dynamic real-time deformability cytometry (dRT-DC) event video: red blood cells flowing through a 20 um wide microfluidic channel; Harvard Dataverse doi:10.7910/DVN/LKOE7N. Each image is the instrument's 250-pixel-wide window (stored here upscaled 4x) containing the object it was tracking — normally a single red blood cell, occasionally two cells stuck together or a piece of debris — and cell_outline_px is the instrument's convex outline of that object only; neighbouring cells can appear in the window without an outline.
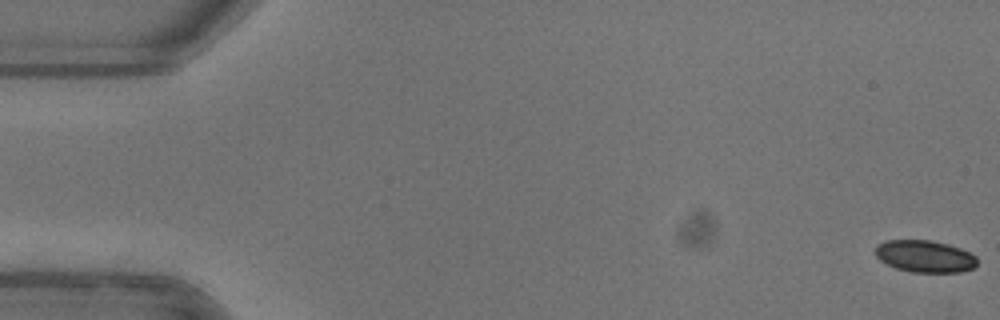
{"species": "common noctule bat (a hibernating species)", "species_latin": "Nyctalus noctula", "temperature_condition": "warm", "stored_images_in_passage": 53, "camera_frame_rate_fps": 3000, "um_per_image_px": 0.085, "animal": {"sex": "female"}, "frame": {"image": 1, "passage_image": 1, "time_ms": 0.0, "image_size_px": [1000, 320], "cell_outline_px": [[976, 264], [972, 268], [960, 272], [912, 272], [896, 268], [880, 260], [876, 256], [876, 244], [884, 240], [932, 240], [948, 244], [960, 248], [976, 256]], "centroid_in_image_um": [78.59, 21.77], "position_along_channel_um": 6.4, "area_um2": 18.96}}
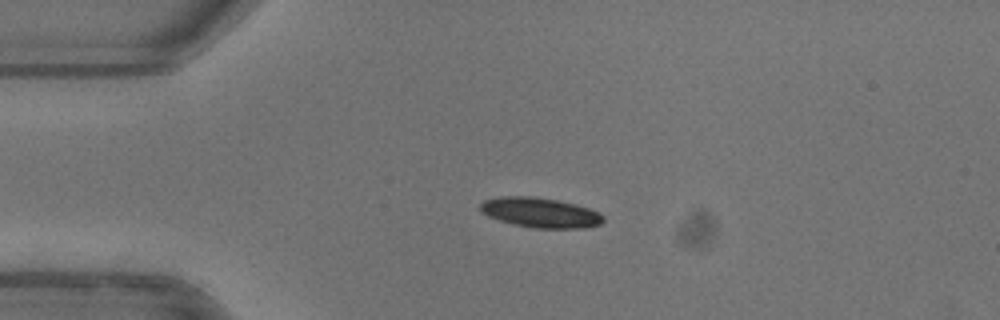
{"frame": {"image": 2, "passage_image": 13, "time_ms": 4.0, "image_size_px": [1000, 320], "cell_outline_px": [[604, 220], [600, 224], [584, 228], [536, 228], [516, 224], [500, 220], [488, 216], [480, 212], [480, 204], [484, 200], [500, 196], [536, 196], [576, 204], [600, 212], [604, 216]], "centroid_in_image_um": [45.93, 18.06], "position_along_channel_um": 39.1, "area_um2": 21.44}}
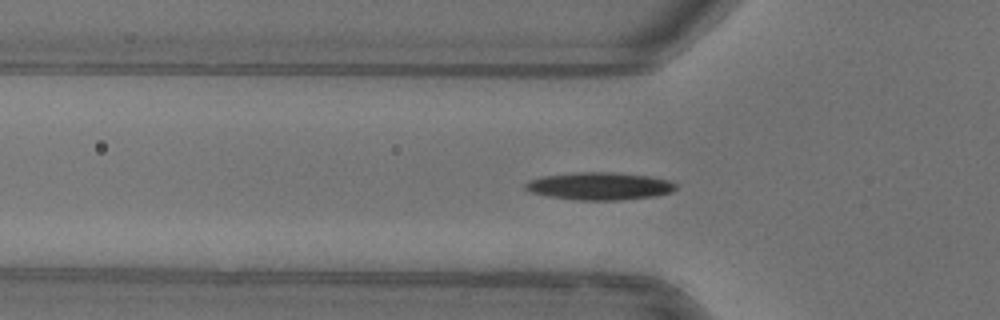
{"frame": {"image": 3, "passage_image": 18, "time_ms": 5.667, "image_size_px": [1000, 320], "cell_outline_px": [[676, 188], [672, 192], [656, 196], [620, 200], [576, 200], [548, 196], [532, 192], [524, 188], [524, 184], [528, 180], [544, 176], [572, 172], [612, 172], [648, 176], [668, 180], [676, 184]], "centroid_in_image_um": [50.95, 15.82], "position_along_channel_um": 74.9, "area_um2": 24.22}, "authors_computed_cell_mechanics": {"area_um2": 21.9062, "velocity_mm_per_s": 3.964, "shape_relaxation_time_tau1_ms": 2.8201, "shape_relaxation_time_tau2_ms": null, "deformation_change_tau1": 0.1275, "deformation_change_tau2": null}}